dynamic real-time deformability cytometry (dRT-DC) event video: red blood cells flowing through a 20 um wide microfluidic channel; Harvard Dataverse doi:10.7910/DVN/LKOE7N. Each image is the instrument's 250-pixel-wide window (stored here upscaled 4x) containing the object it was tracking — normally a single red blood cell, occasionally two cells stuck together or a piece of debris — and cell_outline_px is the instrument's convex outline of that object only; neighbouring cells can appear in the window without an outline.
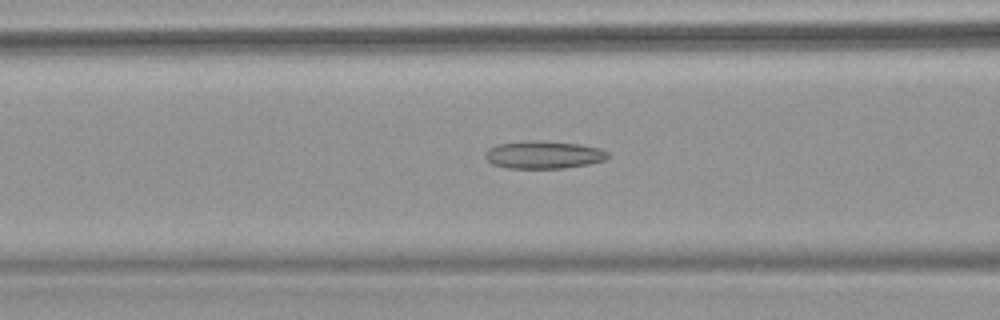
{"species": "common noctule bat (a hibernating species)", "species_latin": "Nyctalus noctula", "temperature_condition": "warm", "stored_images_in_passage": 65, "camera_frame_rate_fps": 3000, "um_per_image_px": 0.085, "animal": {"sex": "female", "body_mass_g": 18.4}, "frame": {"image": 1, "passage_image": 28, "time_ms": 9.0, "image_size_px": [1000, 320], "cell_outline_px": [[608, 156], [604, 160], [588, 164], [564, 168], [508, 168], [492, 164], [484, 156], [484, 152], [488, 148], [496, 144], [524, 140], [532, 140], [580, 144], [600, 148], [608, 152]], "centroid_in_image_um": [46.16, 13.15], "position_along_channel_um": 120.4, "area_um2": 19.88}}